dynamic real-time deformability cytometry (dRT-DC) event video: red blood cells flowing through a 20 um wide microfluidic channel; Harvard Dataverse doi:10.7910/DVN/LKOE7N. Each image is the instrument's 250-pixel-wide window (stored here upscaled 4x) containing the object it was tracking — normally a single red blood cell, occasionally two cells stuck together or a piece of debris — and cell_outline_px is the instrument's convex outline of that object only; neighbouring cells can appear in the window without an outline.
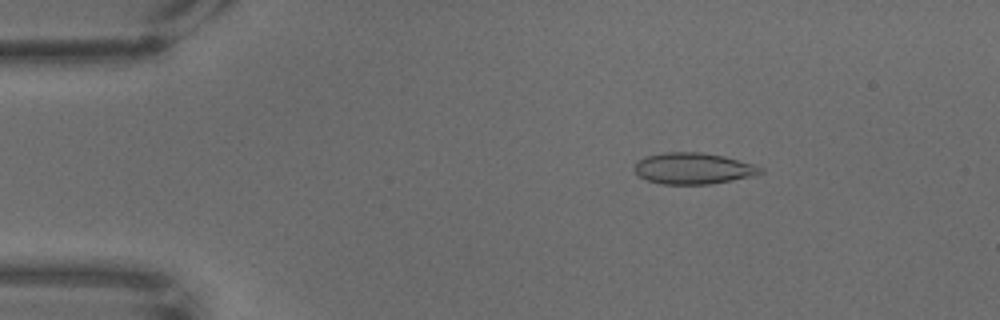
{"species": "common noctule bat (a hibernating species)", "species_latin": "Nyctalus noctula", "temperature_condition": "warm", "stored_images_in_passage": 67, "camera_frame_rate_fps": 3000, "um_per_image_px": 0.085, "animal": {"sex": "male", "body_mass_g": 18.8}, "frame": {"image": 1, "passage_image": 10, "time_ms": 3.0, "image_size_px": [1000, 320], "cell_outline_px": [[764, 172], [756, 176], [712, 184], [664, 184], [648, 180], [640, 176], [632, 168], [636, 160], [644, 156], [664, 152], [700, 152], [724, 156], [752, 164], [764, 168]], "centroid_in_image_um": [58.93, 14.31], "position_along_channel_um": 26.1, "area_um2": 23.24}}
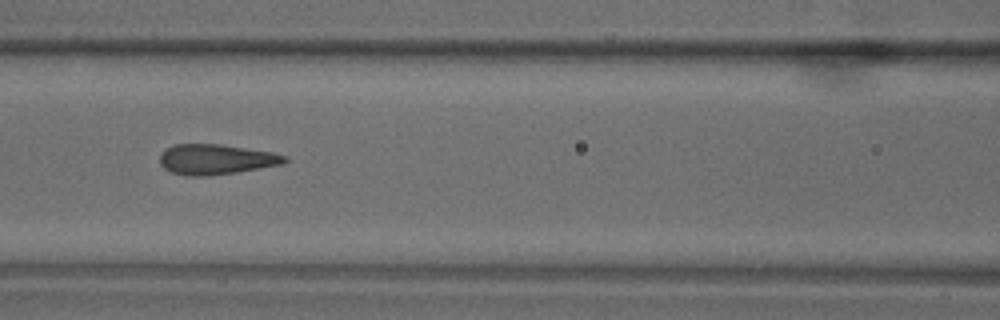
{"frame": {"image": 2, "passage_image": 29, "time_ms": 9.333, "image_size_px": [1000, 320], "cell_outline_px": [[288, 160], [284, 164], [236, 172], [208, 176], [184, 176], [172, 172], [164, 168], [160, 164], [160, 152], [176, 144], [220, 144], [272, 152], [288, 156]], "centroid_in_image_um": [18.36, 13.55], "position_along_channel_um": 148.2, "area_um2": 22.08}}
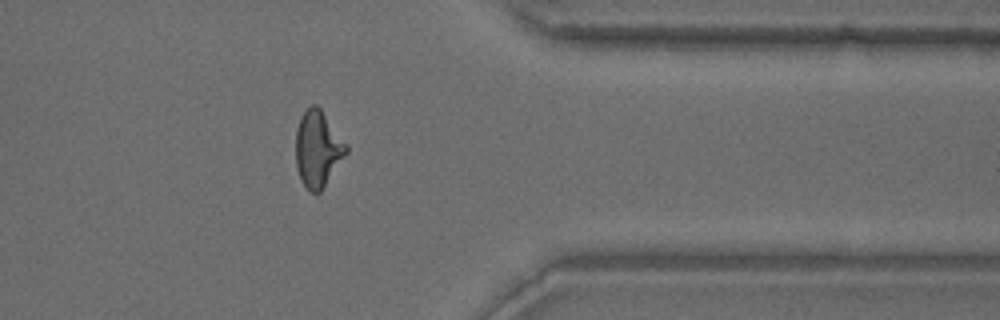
{"frame": {"image": 3, "passage_image": 54, "time_ms": 17.667, "image_size_px": [1000, 320], "cell_outline_px": [[348, 152], [320, 192], [312, 192], [300, 180], [296, 168], [296, 128], [300, 116], [312, 104], [316, 104], [320, 108], [348, 144]], "centroid_in_image_um": [27.01, 12.63], "position_along_channel_um": 384.4, "area_um2": 22.43}}